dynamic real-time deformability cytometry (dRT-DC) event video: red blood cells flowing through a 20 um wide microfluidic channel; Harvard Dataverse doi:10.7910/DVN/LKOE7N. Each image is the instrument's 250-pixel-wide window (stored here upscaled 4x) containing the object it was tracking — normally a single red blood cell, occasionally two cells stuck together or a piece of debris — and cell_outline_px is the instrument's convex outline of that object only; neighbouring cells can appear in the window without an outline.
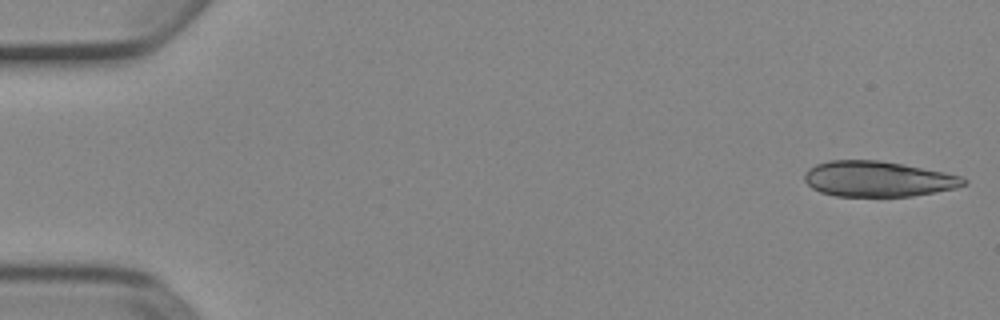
{"species": "Egyptian fruit bat (a non-hibernating species)", "species_latin": "Rousettus aegyptiacus", "temperature_condition": "cold", "stored_images_in_passage": 52, "segment_of_instrument_passage": [1, 2], "camera_frame_rate_fps": 3000, "um_per_image_px": 0.085, "animal": {"sex": "female"}, "frame": {"image": 1, "passage_image": 1, "time_ms": 0.0, "image_size_px": [1000, 320], "cell_outline_px": [[968, 184], [956, 188], [936, 192], [912, 196], [836, 196], [820, 192], [812, 188], [804, 180], [804, 172], [808, 168], [816, 164], [828, 160], [880, 160], [904, 164], [964, 176], [968, 180]], "centroid_in_image_um": [74.65, 15.2], "position_along_channel_um": 10.4, "area_um2": 33.29}}